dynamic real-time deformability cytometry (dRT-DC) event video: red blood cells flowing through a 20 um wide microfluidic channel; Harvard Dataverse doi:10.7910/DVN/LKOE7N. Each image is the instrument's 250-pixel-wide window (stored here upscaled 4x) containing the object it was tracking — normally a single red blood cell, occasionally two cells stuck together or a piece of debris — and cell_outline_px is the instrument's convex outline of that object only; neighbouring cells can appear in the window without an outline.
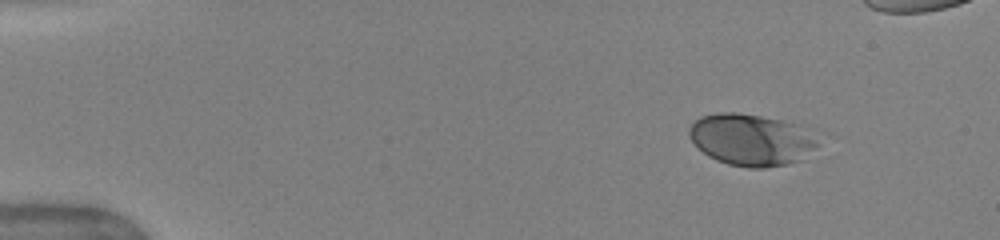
{"species": "human", "species_latin": "Homo sapiens", "temperature_condition": "warm", "stored_images_in_passage": 41, "camera_frame_rate_fps": 3000, "um_per_image_px": 0.085, "donor": {"sex": "female"}, "frame": {"image": 1, "passage_image": 1, "time_ms": 0.0, "image_size_px": [1000, 240], "cell_outline_px": [[820, 144], [800, 160], [788, 164], [764, 168], [748, 168], [728, 164], [716, 160], [708, 156], [688, 136], [688, 128], [700, 116], [720, 112], [736, 112], [784, 120], [800, 124], [820, 140]], "centroid_in_image_um": [63.88, 11.87], "position_along_channel_um": 21.1, "area_um2": 39.07}}
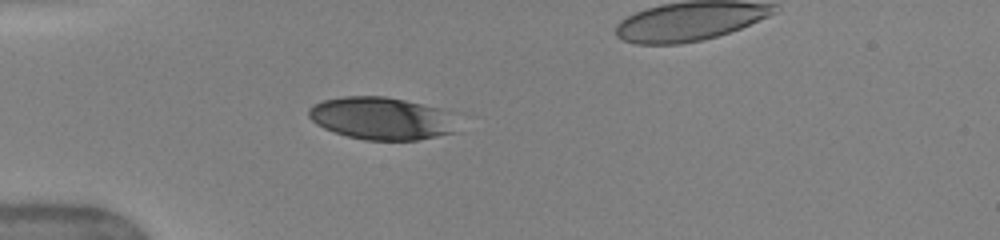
{"frame": {"image": 2, "passage_image": 10, "time_ms": 3.0, "image_size_px": [1000, 240], "cell_outline_px": [[456, 132], [416, 140], [364, 140], [348, 136], [324, 128], [316, 124], [308, 116], [308, 108], [312, 104], [324, 100], [344, 96], [384, 96], [404, 100], [440, 108], [456, 112]], "centroid_in_image_um": [32.48, 10.05], "position_along_channel_um": 52.5, "area_um2": 37.22}}
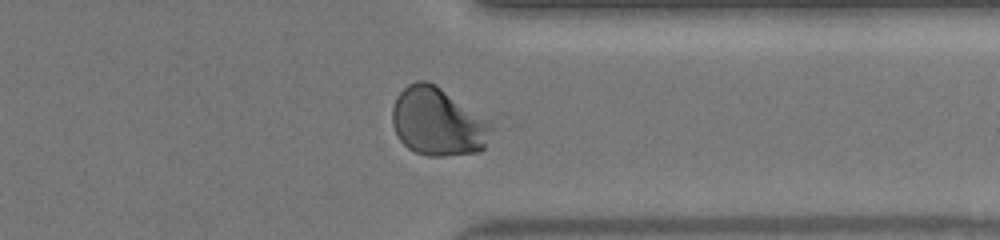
{"frame": {"image": 3, "passage_image": 35, "time_ms": 11.333, "image_size_px": [1000, 240], "cell_outline_px": [[496, 128], [484, 148], [480, 152], [444, 156], [428, 156], [416, 152], [408, 148], [400, 140], [392, 124], [392, 108], [396, 96], [408, 84], [416, 80], [428, 80], [492, 120]], "centroid_in_image_um": [37.28, 10.35], "position_along_channel_um": 374.1, "area_um2": 40.11}}